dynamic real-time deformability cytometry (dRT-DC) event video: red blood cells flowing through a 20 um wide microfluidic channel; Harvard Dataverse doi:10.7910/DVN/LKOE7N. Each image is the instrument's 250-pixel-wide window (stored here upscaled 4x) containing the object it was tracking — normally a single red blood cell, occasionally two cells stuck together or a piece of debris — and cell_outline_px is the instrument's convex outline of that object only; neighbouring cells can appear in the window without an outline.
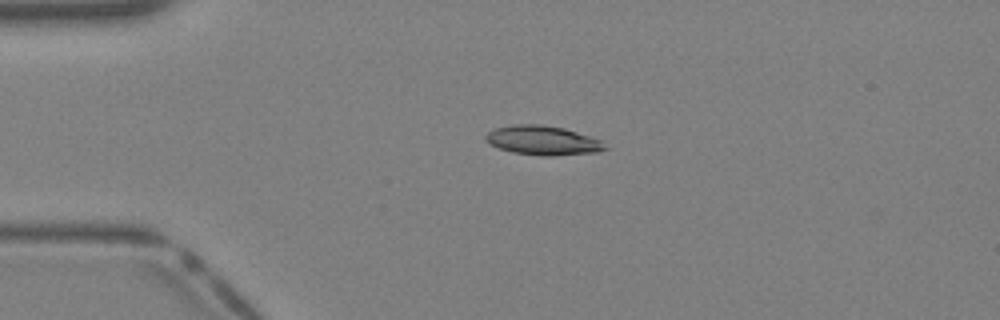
{"species": "Egyptian fruit bat (a non-hibernating species)", "species_latin": "Rousettus aegyptiacus", "temperature_condition": "warm", "stored_images_in_passage": 37, "camera_frame_rate_fps": 3000, "um_per_image_px": 0.085, "animal": {"sex": "female"}, "frame": {"image": 1, "passage_image": 7, "time_ms": 2.0, "image_size_px": [1000, 320], "cell_outline_px": [[608, 148], [596, 152], [552, 156], [540, 156], [512, 152], [488, 144], [484, 140], [484, 136], [488, 132], [496, 128], [516, 124], [540, 124], [564, 128], [600, 140]], "centroid_in_image_um": [46.09, 11.94], "position_along_channel_um": 38.9, "area_um2": 20.29}}
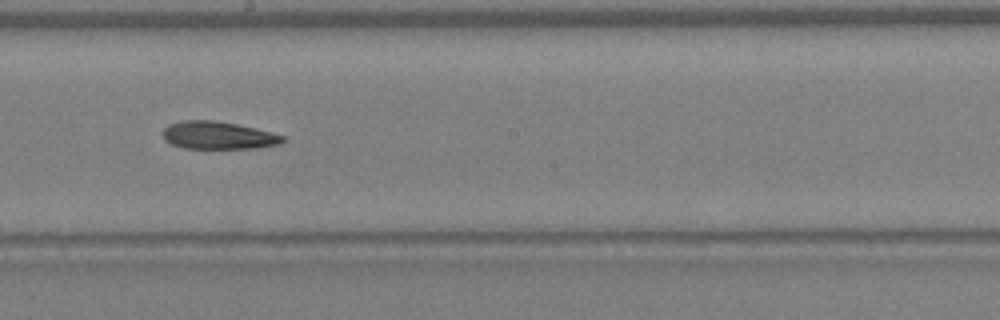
{"frame": {"image": 2, "passage_image": 20, "time_ms": 6.333, "image_size_px": [1000, 320], "cell_outline_px": [[288, 140], [280, 144], [256, 148], [184, 148], [172, 144], [164, 140], [164, 128], [168, 124], [184, 120], [212, 120], [236, 124], [284, 136]], "centroid_in_image_um": [18.54, 11.51], "position_along_channel_um": 229.7, "area_um2": 19.13}}
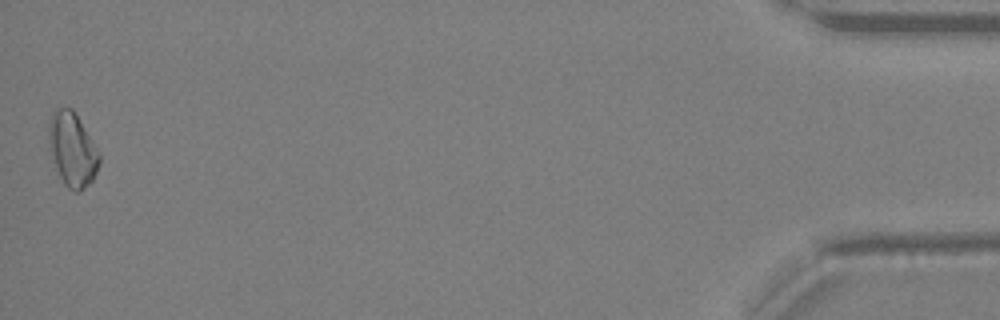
{"frame": {"image": 3, "passage_image": 37, "time_ms": 12.0, "image_size_px": [1000, 320], "cell_outline_px": [[100, 164], [92, 180], [80, 192], [76, 192], [68, 188], [64, 184], [60, 176], [52, 152], [48, 136], [48, 124], [52, 112], [56, 108], [72, 108], [100, 152]], "centroid_in_image_um": [6.17, 12.69], "position_along_channel_um": 429.0, "area_um2": 21.44}}